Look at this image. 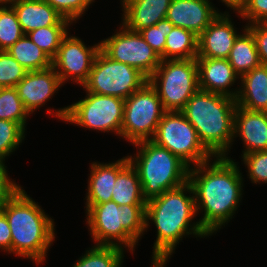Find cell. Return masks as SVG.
<instances>
[{
    "mask_svg": "<svg viewBox=\"0 0 267 267\" xmlns=\"http://www.w3.org/2000/svg\"><path fill=\"white\" fill-rule=\"evenodd\" d=\"M213 159V163L209 160L192 166L188 173L197 215L204 211L199 223L210 236L234 218L243 197L244 180L238 163L232 158L215 156Z\"/></svg>",
    "mask_w": 267,
    "mask_h": 267,
    "instance_id": "obj_1",
    "label": "cell"
},
{
    "mask_svg": "<svg viewBox=\"0 0 267 267\" xmlns=\"http://www.w3.org/2000/svg\"><path fill=\"white\" fill-rule=\"evenodd\" d=\"M196 214L194 192L188 181L180 187L167 190L160 196L147 201L146 230L150 221L154 222L157 230L152 261L168 262L183 236L209 237L199 221L192 222Z\"/></svg>",
    "mask_w": 267,
    "mask_h": 267,
    "instance_id": "obj_2",
    "label": "cell"
},
{
    "mask_svg": "<svg viewBox=\"0 0 267 267\" xmlns=\"http://www.w3.org/2000/svg\"><path fill=\"white\" fill-rule=\"evenodd\" d=\"M11 229V253L43 263L55 240L54 219L22 188L3 206Z\"/></svg>",
    "mask_w": 267,
    "mask_h": 267,
    "instance_id": "obj_3",
    "label": "cell"
},
{
    "mask_svg": "<svg viewBox=\"0 0 267 267\" xmlns=\"http://www.w3.org/2000/svg\"><path fill=\"white\" fill-rule=\"evenodd\" d=\"M236 99L198 89L181 111L197 131L204 147L215 157H227L232 142Z\"/></svg>",
    "mask_w": 267,
    "mask_h": 267,
    "instance_id": "obj_4",
    "label": "cell"
},
{
    "mask_svg": "<svg viewBox=\"0 0 267 267\" xmlns=\"http://www.w3.org/2000/svg\"><path fill=\"white\" fill-rule=\"evenodd\" d=\"M86 207V223L95 245L118 246L135 251L146 231V205L119 206L108 201Z\"/></svg>",
    "mask_w": 267,
    "mask_h": 267,
    "instance_id": "obj_5",
    "label": "cell"
},
{
    "mask_svg": "<svg viewBox=\"0 0 267 267\" xmlns=\"http://www.w3.org/2000/svg\"><path fill=\"white\" fill-rule=\"evenodd\" d=\"M133 145L140 150L128 158L138 173L146 201L188 181L189 167L168 149L151 140Z\"/></svg>",
    "mask_w": 267,
    "mask_h": 267,
    "instance_id": "obj_6",
    "label": "cell"
},
{
    "mask_svg": "<svg viewBox=\"0 0 267 267\" xmlns=\"http://www.w3.org/2000/svg\"><path fill=\"white\" fill-rule=\"evenodd\" d=\"M47 111L67 123L89 130L114 132L121 137L124 113V100L121 98L86 91L84 99L58 110Z\"/></svg>",
    "mask_w": 267,
    "mask_h": 267,
    "instance_id": "obj_7",
    "label": "cell"
},
{
    "mask_svg": "<svg viewBox=\"0 0 267 267\" xmlns=\"http://www.w3.org/2000/svg\"><path fill=\"white\" fill-rule=\"evenodd\" d=\"M148 81L156 89L165 111H182L199 89L196 58L161 60Z\"/></svg>",
    "mask_w": 267,
    "mask_h": 267,
    "instance_id": "obj_8",
    "label": "cell"
},
{
    "mask_svg": "<svg viewBox=\"0 0 267 267\" xmlns=\"http://www.w3.org/2000/svg\"><path fill=\"white\" fill-rule=\"evenodd\" d=\"M151 141L168 149L189 168L214 158L201 143L197 131L181 111H166Z\"/></svg>",
    "mask_w": 267,
    "mask_h": 267,
    "instance_id": "obj_9",
    "label": "cell"
},
{
    "mask_svg": "<svg viewBox=\"0 0 267 267\" xmlns=\"http://www.w3.org/2000/svg\"><path fill=\"white\" fill-rule=\"evenodd\" d=\"M165 112L156 89L147 81L124 100L122 139L132 144L151 140Z\"/></svg>",
    "mask_w": 267,
    "mask_h": 267,
    "instance_id": "obj_10",
    "label": "cell"
},
{
    "mask_svg": "<svg viewBox=\"0 0 267 267\" xmlns=\"http://www.w3.org/2000/svg\"><path fill=\"white\" fill-rule=\"evenodd\" d=\"M147 81L148 78L138 69L112 60L100 49L89 78L82 87L90 93L114 96L125 100Z\"/></svg>",
    "mask_w": 267,
    "mask_h": 267,
    "instance_id": "obj_11",
    "label": "cell"
},
{
    "mask_svg": "<svg viewBox=\"0 0 267 267\" xmlns=\"http://www.w3.org/2000/svg\"><path fill=\"white\" fill-rule=\"evenodd\" d=\"M115 33L100 41L101 50L112 60L132 66L149 78L161 63V57L139 32L121 24Z\"/></svg>",
    "mask_w": 267,
    "mask_h": 267,
    "instance_id": "obj_12",
    "label": "cell"
},
{
    "mask_svg": "<svg viewBox=\"0 0 267 267\" xmlns=\"http://www.w3.org/2000/svg\"><path fill=\"white\" fill-rule=\"evenodd\" d=\"M68 35H70L69 32L63 37L58 52L52 59V67L62 85L71 80L83 86L89 78L95 58L101 49L100 42L87 47L79 37Z\"/></svg>",
    "mask_w": 267,
    "mask_h": 267,
    "instance_id": "obj_13",
    "label": "cell"
},
{
    "mask_svg": "<svg viewBox=\"0 0 267 267\" xmlns=\"http://www.w3.org/2000/svg\"><path fill=\"white\" fill-rule=\"evenodd\" d=\"M62 83L54 68L27 72L15 86L18 97L29 114L52 99Z\"/></svg>",
    "mask_w": 267,
    "mask_h": 267,
    "instance_id": "obj_14",
    "label": "cell"
},
{
    "mask_svg": "<svg viewBox=\"0 0 267 267\" xmlns=\"http://www.w3.org/2000/svg\"><path fill=\"white\" fill-rule=\"evenodd\" d=\"M238 35L229 12H220L198 36L197 58L227 59Z\"/></svg>",
    "mask_w": 267,
    "mask_h": 267,
    "instance_id": "obj_15",
    "label": "cell"
},
{
    "mask_svg": "<svg viewBox=\"0 0 267 267\" xmlns=\"http://www.w3.org/2000/svg\"><path fill=\"white\" fill-rule=\"evenodd\" d=\"M219 13L210 0H171L166 19L199 36Z\"/></svg>",
    "mask_w": 267,
    "mask_h": 267,
    "instance_id": "obj_16",
    "label": "cell"
},
{
    "mask_svg": "<svg viewBox=\"0 0 267 267\" xmlns=\"http://www.w3.org/2000/svg\"><path fill=\"white\" fill-rule=\"evenodd\" d=\"M196 62L199 89L237 98L239 88L234 91L230 88L240 77L227 59L196 58Z\"/></svg>",
    "mask_w": 267,
    "mask_h": 267,
    "instance_id": "obj_17",
    "label": "cell"
},
{
    "mask_svg": "<svg viewBox=\"0 0 267 267\" xmlns=\"http://www.w3.org/2000/svg\"><path fill=\"white\" fill-rule=\"evenodd\" d=\"M233 135L234 138L239 136L244 142L243 155L267 151V112L251 111L237 105Z\"/></svg>",
    "mask_w": 267,
    "mask_h": 267,
    "instance_id": "obj_18",
    "label": "cell"
},
{
    "mask_svg": "<svg viewBox=\"0 0 267 267\" xmlns=\"http://www.w3.org/2000/svg\"><path fill=\"white\" fill-rule=\"evenodd\" d=\"M16 13L24 34L48 26H71V22L44 0H5Z\"/></svg>",
    "mask_w": 267,
    "mask_h": 267,
    "instance_id": "obj_19",
    "label": "cell"
},
{
    "mask_svg": "<svg viewBox=\"0 0 267 267\" xmlns=\"http://www.w3.org/2000/svg\"><path fill=\"white\" fill-rule=\"evenodd\" d=\"M129 162L128 156L111 163H91L86 194V206L111 201L118 172Z\"/></svg>",
    "mask_w": 267,
    "mask_h": 267,
    "instance_id": "obj_20",
    "label": "cell"
},
{
    "mask_svg": "<svg viewBox=\"0 0 267 267\" xmlns=\"http://www.w3.org/2000/svg\"><path fill=\"white\" fill-rule=\"evenodd\" d=\"M171 0H121L122 24L129 30H139L154 26L166 18Z\"/></svg>",
    "mask_w": 267,
    "mask_h": 267,
    "instance_id": "obj_21",
    "label": "cell"
},
{
    "mask_svg": "<svg viewBox=\"0 0 267 267\" xmlns=\"http://www.w3.org/2000/svg\"><path fill=\"white\" fill-rule=\"evenodd\" d=\"M236 104L251 111H267V66L260 65L240 77Z\"/></svg>",
    "mask_w": 267,
    "mask_h": 267,
    "instance_id": "obj_22",
    "label": "cell"
},
{
    "mask_svg": "<svg viewBox=\"0 0 267 267\" xmlns=\"http://www.w3.org/2000/svg\"><path fill=\"white\" fill-rule=\"evenodd\" d=\"M111 201L119 206L146 205L138 173L130 161L118 172Z\"/></svg>",
    "mask_w": 267,
    "mask_h": 267,
    "instance_id": "obj_23",
    "label": "cell"
},
{
    "mask_svg": "<svg viewBox=\"0 0 267 267\" xmlns=\"http://www.w3.org/2000/svg\"><path fill=\"white\" fill-rule=\"evenodd\" d=\"M242 33L235 39L227 58L239 77L261 65L252 33L246 27Z\"/></svg>",
    "mask_w": 267,
    "mask_h": 267,
    "instance_id": "obj_24",
    "label": "cell"
},
{
    "mask_svg": "<svg viewBox=\"0 0 267 267\" xmlns=\"http://www.w3.org/2000/svg\"><path fill=\"white\" fill-rule=\"evenodd\" d=\"M7 52L28 72L50 68L52 59L24 34Z\"/></svg>",
    "mask_w": 267,
    "mask_h": 267,
    "instance_id": "obj_25",
    "label": "cell"
},
{
    "mask_svg": "<svg viewBox=\"0 0 267 267\" xmlns=\"http://www.w3.org/2000/svg\"><path fill=\"white\" fill-rule=\"evenodd\" d=\"M198 55V36L192 31L173 26L166 36L164 60L195 59Z\"/></svg>",
    "mask_w": 267,
    "mask_h": 267,
    "instance_id": "obj_26",
    "label": "cell"
},
{
    "mask_svg": "<svg viewBox=\"0 0 267 267\" xmlns=\"http://www.w3.org/2000/svg\"><path fill=\"white\" fill-rule=\"evenodd\" d=\"M124 252V248L118 246L94 245L73 267H122Z\"/></svg>",
    "mask_w": 267,
    "mask_h": 267,
    "instance_id": "obj_27",
    "label": "cell"
},
{
    "mask_svg": "<svg viewBox=\"0 0 267 267\" xmlns=\"http://www.w3.org/2000/svg\"><path fill=\"white\" fill-rule=\"evenodd\" d=\"M24 35L15 10L0 0V50H7Z\"/></svg>",
    "mask_w": 267,
    "mask_h": 267,
    "instance_id": "obj_28",
    "label": "cell"
},
{
    "mask_svg": "<svg viewBox=\"0 0 267 267\" xmlns=\"http://www.w3.org/2000/svg\"><path fill=\"white\" fill-rule=\"evenodd\" d=\"M29 115L18 97L16 88H4L0 94V119L18 123L26 130V120Z\"/></svg>",
    "mask_w": 267,
    "mask_h": 267,
    "instance_id": "obj_29",
    "label": "cell"
},
{
    "mask_svg": "<svg viewBox=\"0 0 267 267\" xmlns=\"http://www.w3.org/2000/svg\"><path fill=\"white\" fill-rule=\"evenodd\" d=\"M68 26H48L27 33L29 38L53 59L60 47L63 37L68 33Z\"/></svg>",
    "mask_w": 267,
    "mask_h": 267,
    "instance_id": "obj_30",
    "label": "cell"
},
{
    "mask_svg": "<svg viewBox=\"0 0 267 267\" xmlns=\"http://www.w3.org/2000/svg\"><path fill=\"white\" fill-rule=\"evenodd\" d=\"M25 138V130L13 121L0 119V160H4L19 148Z\"/></svg>",
    "mask_w": 267,
    "mask_h": 267,
    "instance_id": "obj_31",
    "label": "cell"
},
{
    "mask_svg": "<svg viewBox=\"0 0 267 267\" xmlns=\"http://www.w3.org/2000/svg\"><path fill=\"white\" fill-rule=\"evenodd\" d=\"M28 71L7 50H0V85L15 87Z\"/></svg>",
    "mask_w": 267,
    "mask_h": 267,
    "instance_id": "obj_32",
    "label": "cell"
},
{
    "mask_svg": "<svg viewBox=\"0 0 267 267\" xmlns=\"http://www.w3.org/2000/svg\"><path fill=\"white\" fill-rule=\"evenodd\" d=\"M173 26L174 25L165 18L158 21L154 26H149L138 31L143 39L161 57V60H164L166 36L171 32Z\"/></svg>",
    "mask_w": 267,
    "mask_h": 267,
    "instance_id": "obj_33",
    "label": "cell"
},
{
    "mask_svg": "<svg viewBox=\"0 0 267 267\" xmlns=\"http://www.w3.org/2000/svg\"><path fill=\"white\" fill-rule=\"evenodd\" d=\"M245 166H247L248 176L252 183H267V151L251 152L241 155Z\"/></svg>",
    "mask_w": 267,
    "mask_h": 267,
    "instance_id": "obj_34",
    "label": "cell"
},
{
    "mask_svg": "<svg viewBox=\"0 0 267 267\" xmlns=\"http://www.w3.org/2000/svg\"><path fill=\"white\" fill-rule=\"evenodd\" d=\"M50 4L65 19L73 23L78 20L94 0H44Z\"/></svg>",
    "mask_w": 267,
    "mask_h": 267,
    "instance_id": "obj_35",
    "label": "cell"
},
{
    "mask_svg": "<svg viewBox=\"0 0 267 267\" xmlns=\"http://www.w3.org/2000/svg\"><path fill=\"white\" fill-rule=\"evenodd\" d=\"M235 13L242 20H249L248 24L267 23V0H245Z\"/></svg>",
    "mask_w": 267,
    "mask_h": 267,
    "instance_id": "obj_36",
    "label": "cell"
},
{
    "mask_svg": "<svg viewBox=\"0 0 267 267\" xmlns=\"http://www.w3.org/2000/svg\"><path fill=\"white\" fill-rule=\"evenodd\" d=\"M253 35L261 65L267 66V23L246 24Z\"/></svg>",
    "mask_w": 267,
    "mask_h": 267,
    "instance_id": "obj_37",
    "label": "cell"
},
{
    "mask_svg": "<svg viewBox=\"0 0 267 267\" xmlns=\"http://www.w3.org/2000/svg\"><path fill=\"white\" fill-rule=\"evenodd\" d=\"M5 161L0 160V210L22 188L10 177L6 170Z\"/></svg>",
    "mask_w": 267,
    "mask_h": 267,
    "instance_id": "obj_38",
    "label": "cell"
},
{
    "mask_svg": "<svg viewBox=\"0 0 267 267\" xmlns=\"http://www.w3.org/2000/svg\"><path fill=\"white\" fill-rule=\"evenodd\" d=\"M11 229L5 214L0 210V249L11 253Z\"/></svg>",
    "mask_w": 267,
    "mask_h": 267,
    "instance_id": "obj_39",
    "label": "cell"
},
{
    "mask_svg": "<svg viewBox=\"0 0 267 267\" xmlns=\"http://www.w3.org/2000/svg\"><path fill=\"white\" fill-rule=\"evenodd\" d=\"M228 8L233 11H238V9L245 3V0H220Z\"/></svg>",
    "mask_w": 267,
    "mask_h": 267,
    "instance_id": "obj_40",
    "label": "cell"
},
{
    "mask_svg": "<svg viewBox=\"0 0 267 267\" xmlns=\"http://www.w3.org/2000/svg\"><path fill=\"white\" fill-rule=\"evenodd\" d=\"M151 263H153L152 267H165L167 264V262L163 261H152Z\"/></svg>",
    "mask_w": 267,
    "mask_h": 267,
    "instance_id": "obj_41",
    "label": "cell"
},
{
    "mask_svg": "<svg viewBox=\"0 0 267 267\" xmlns=\"http://www.w3.org/2000/svg\"><path fill=\"white\" fill-rule=\"evenodd\" d=\"M4 87L2 85H0V94L3 91Z\"/></svg>",
    "mask_w": 267,
    "mask_h": 267,
    "instance_id": "obj_42",
    "label": "cell"
}]
</instances>
